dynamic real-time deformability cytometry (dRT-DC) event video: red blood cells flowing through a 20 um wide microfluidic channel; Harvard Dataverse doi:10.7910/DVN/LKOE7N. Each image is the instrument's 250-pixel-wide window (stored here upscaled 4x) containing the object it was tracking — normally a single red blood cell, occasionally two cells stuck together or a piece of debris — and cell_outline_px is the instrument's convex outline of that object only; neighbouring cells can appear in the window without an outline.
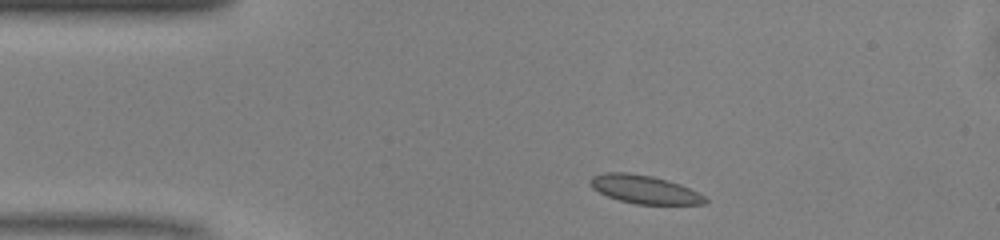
{"species": "common noctule bat (a hibernating species)", "species_latin": "Nyctalus noctula", "temperature_condition": "warm", "stored_images_in_passage": 43, "camera_frame_rate_fps": 3000, "um_per_image_px": 0.085, "animal": {"sex": "male", "body_mass_g": 13.0, "forearm_length_mm": 53.1}, "frame": {"image": 1, "passage_image": 3, "time_ms": 0.667, "image_size_px": [1000, 240], "cell_outline_px": [[708, 200], [704, 204], [636, 204], [620, 200], [608, 196], [592, 188], [588, 184], [588, 180], [592, 176], [604, 172], [628, 172], [652, 176], [668, 180], [680, 184], [704, 196]], "centroid_in_image_um": [54.73, 16.08], "position_along_channel_um": 30.3, "area_um2": 18.9}}
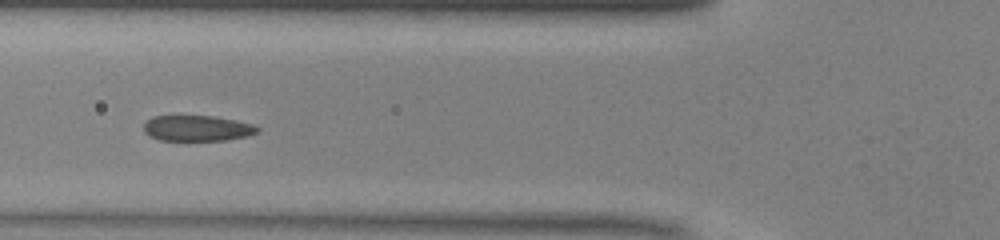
{"frame": {"image": 2, "passage_image": 12, "time_ms": 3.667, "image_size_px": [1000, 240], "cell_outline_px": [[260, 132], [248, 136], [228, 140], [160, 140], [148, 136], [144, 132], [144, 124], [152, 116], [212, 116], [252, 124], [260, 128]], "centroid_in_image_um": [16.76, 10.91], "position_along_channel_um": 109.0, "area_um2": 16.99}}
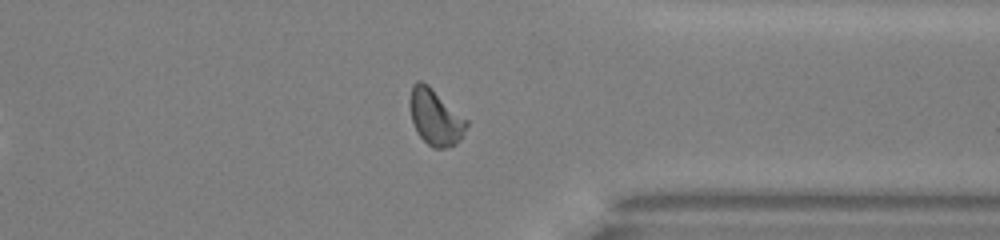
{"frame": {"image": 3, "passage_image": 32, "time_ms": 10.333, "image_size_px": [1000, 240], "cell_outline_px": [[468, 124], [460, 140], [456, 144], [444, 148], [432, 148], [416, 132], [412, 120], [408, 104], [408, 100], [412, 84], [416, 80], [420, 80], [428, 84], [468, 120]], "centroid_in_image_um": [36.98, 9.93], "position_along_channel_um": 374.4, "area_um2": 18.73}, "authors_computed_cell_mechanics": {"area_um2": 18.1492, "velocity_mm_per_s": 4.1002, "shape_relaxation_time_tau1_ms": 5.0488, "shape_relaxation_time_tau2_ms": 1.0097, "deformation_change_tau1": 0.1267, "deformation_change_tau2": 0.0537}}